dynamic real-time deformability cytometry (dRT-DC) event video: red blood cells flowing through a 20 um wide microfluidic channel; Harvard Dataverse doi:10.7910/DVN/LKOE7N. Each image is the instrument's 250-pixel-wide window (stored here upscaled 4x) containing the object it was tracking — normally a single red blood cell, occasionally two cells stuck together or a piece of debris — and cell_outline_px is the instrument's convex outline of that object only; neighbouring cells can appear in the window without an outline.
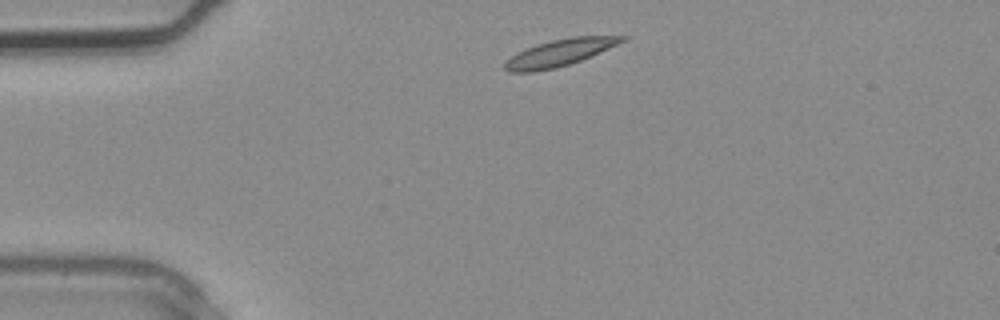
{"species": "common noctule bat (a hibernating species)", "species_latin": "Nyctalus noctula", "temperature_condition": "warm", "stored_images_in_passage": 2, "camera_frame_rate_fps": 3000, "um_per_image_px": 0.085, "animal": {"sex": "male", "body_mass_g": 20.4}, "frame": {"image": 1, "passage_image": 1, "time_ms": 0.0, "image_size_px": [1000, 320], "cell_outline_px": [[628, 40], [580, 60], [556, 68], [536, 72], [508, 72], [504, 68], [504, 64], [516, 52], [552, 40], [572, 36], [628, 36]], "centroid_in_image_um": [47.58, 4.48], "position_along_channel_um": 37.4, "area_um2": 18.09}}